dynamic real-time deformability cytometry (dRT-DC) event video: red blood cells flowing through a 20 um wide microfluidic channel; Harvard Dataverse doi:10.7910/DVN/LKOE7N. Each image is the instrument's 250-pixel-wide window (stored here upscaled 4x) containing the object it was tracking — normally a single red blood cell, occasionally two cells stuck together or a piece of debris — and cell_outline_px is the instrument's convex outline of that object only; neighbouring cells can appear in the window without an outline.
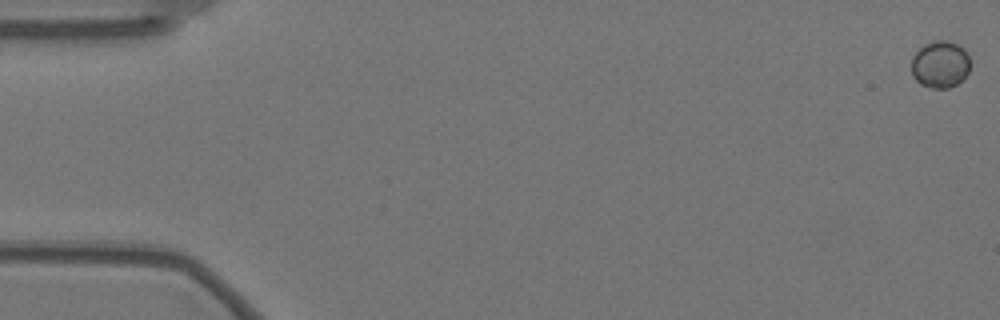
{"species": "Egyptian fruit bat (a non-hibernating species)", "species_latin": "Rousettus aegyptiacus", "temperature_condition": "warm", "stored_images_in_passage": 15, "camera_frame_rate_fps": 3000, "um_per_image_px": 0.085, "animal": {"sex": "female"}, "frame": {"image": 1, "passage_image": 1, "time_ms": 0.0, "image_size_px": [1000, 320], "cell_outline_px": [[968, 72], [956, 84], [948, 88], [932, 88], [920, 84], [912, 76], [912, 56], [924, 44], [932, 40], [948, 40], [964, 48], [968, 56]], "centroid_in_image_um": [79.88, 5.46], "position_along_channel_um": 5.1, "area_um2": 16.01}}
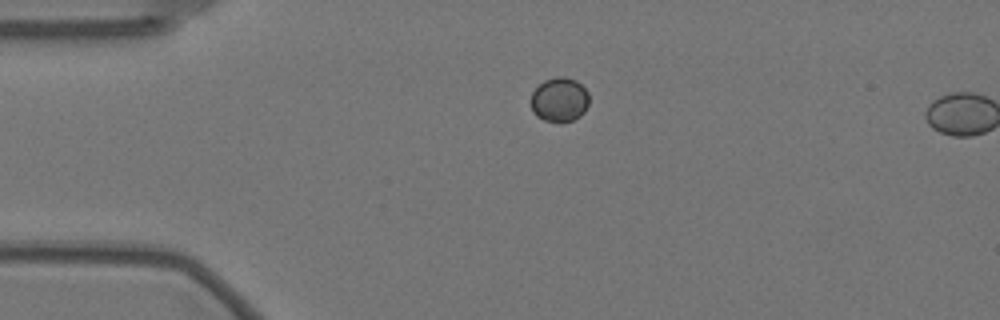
{"frame": {"image": 2, "passage_image": 14, "time_ms": 4.333, "image_size_px": [1000, 320], "cell_outline_px": [[588, 104], [584, 112], [580, 116], [572, 120], [544, 120], [536, 116], [532, 112], [532, 92], [544, 80], [556, 76], [564, 76], [576, 80], [588, 92]], "centroid_in_image_um": [47.55, 8.44], "position_along_channel_um": 37.4, "area_um2": 14.8}}